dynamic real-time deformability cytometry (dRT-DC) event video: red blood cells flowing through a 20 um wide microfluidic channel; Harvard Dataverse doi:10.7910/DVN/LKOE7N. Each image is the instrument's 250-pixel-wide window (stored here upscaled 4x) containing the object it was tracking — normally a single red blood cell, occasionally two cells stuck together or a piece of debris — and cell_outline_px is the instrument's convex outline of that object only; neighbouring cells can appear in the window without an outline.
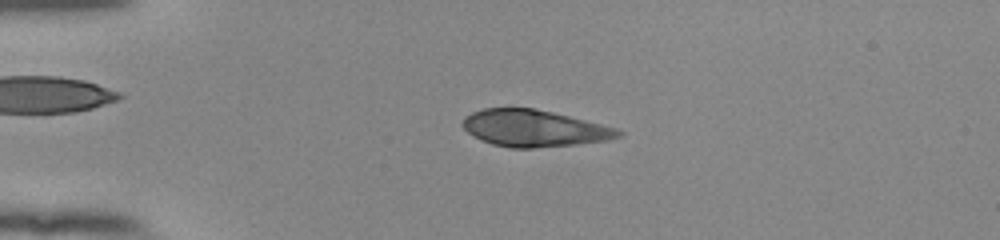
{"species": "human", "species_latin": "Homo sapiens", "temperature_condition": "room temperature", "stored_images_in_passage": 53, "camera_frame_rate_fps": 3000, "um_per_image_px": 0.085, "donor": {"sex": "female"}, "frame": {"image": 1, "passage_image": 13, "time_ms": 4.0, "image_size_px": [1000, 240], "cell_outline_px": [[624, 136], [608, 140], [576, 144], [532, 148], [508, 148], [492, 144], [480, 140], [468, 132], [460, 124], [464, 116], [472, 112], [484, 108], [536, 108], [616, 128], [624, 132]], "centroid_in_image_um": [45.37, 10.91], "position_along_channel_um": 39.6, "area_um2": 33.35}}
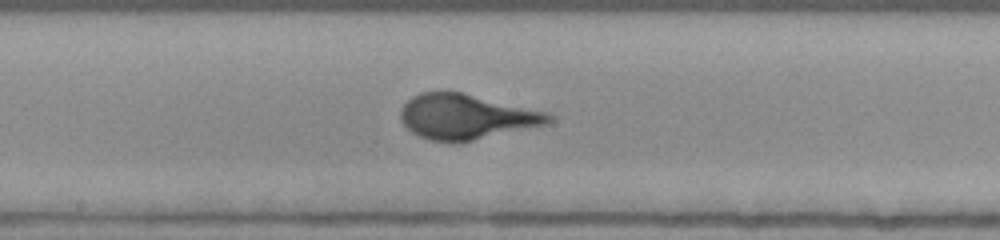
{"frame": {"image": 2, "passage_image": 29, "time_ms": 9.333, "image_size_px": [1000, 240], "cell_outline_px": [[556, 120], [548, 124], [456, 144], [428, 140], [412, 132], [400, 120], [400, 112], [404, 104], [412, 96], [420, 92], [460, 92], [548, 112], [556, 116]], "centroid_in_image_um": [39.66, 9.94], "position_along_channel_um": 208.5, "area_um2": 39.13}}
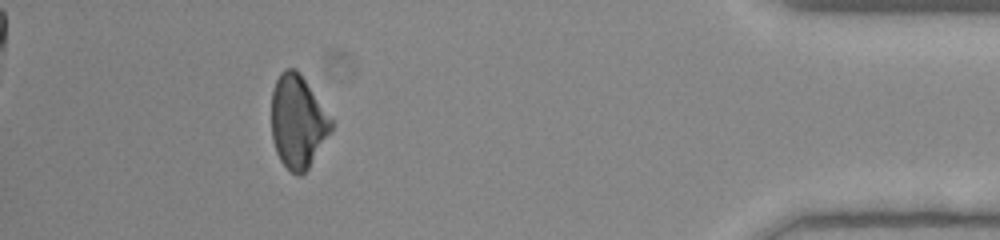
{"frame": {"image": 3, "passage_image": 48, "time_ms": 15.667, "image_size_px": [1000, 240], "cell_outline_px": [[332, 128], [308, 168], [300, 176], [296, 176], [280, 160], [276, 152], [272, 140], [272, 92], [276, 80], [280, 72], [284, 68], [296, 68], [300, 72], [332, 120]], "centroid_in_image_um": [25.28, 10.31], "position_along_channel_um": 409.9, "area_um2": 32.02}}